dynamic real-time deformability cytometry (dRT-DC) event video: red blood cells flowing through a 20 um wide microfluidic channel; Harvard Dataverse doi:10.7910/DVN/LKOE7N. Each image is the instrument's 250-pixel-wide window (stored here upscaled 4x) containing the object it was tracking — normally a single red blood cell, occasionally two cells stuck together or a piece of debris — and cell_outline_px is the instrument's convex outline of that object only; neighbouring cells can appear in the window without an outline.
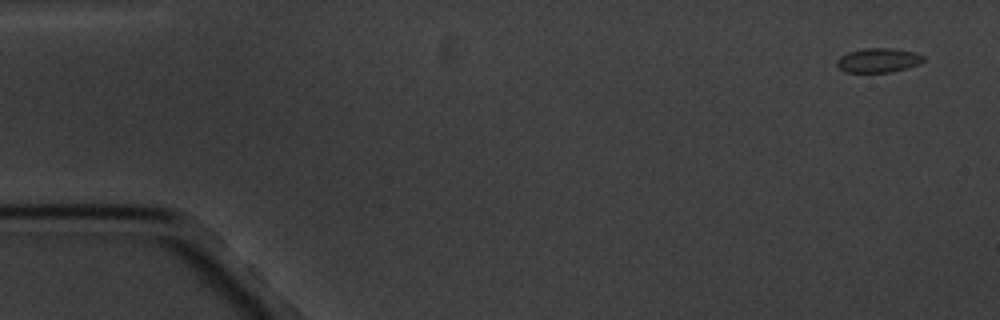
{"species": "common noctule bat (a hibernating species)", "species_latin": "Nyctalus noctula", "temperature_condition": "cold", "stored_images_in_passage": 4, "camera_frame_rate_fps": 3000, "um_per_image_px": 0.085, "animal": {"sex": "male", "body_mass_g": 20.1, "forearm_length_mm": 53.5}, "frame": {"image": 1, "passage_image": 1, "time_ms": 0.0, "image_size_px": [1000, 320], "cell_outline_px": [[924, 60], [920, 64], [908, 68], [892, 72], [844, 72], [836, 64], [836, 60], [840, 56], [848, 52], [864, 48], [888, 48], [916, 52], [924, 56]], "centroid_in_image_um": [74.66, 5.13], "position_along_channel_um": 10.3, "area_um2": 12.37}}
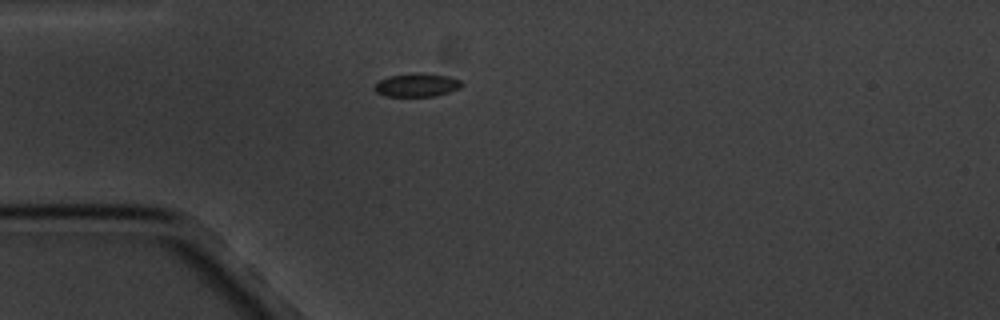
{"frame": {"image": 2, "passage_image": 4, "time_ms": 4.333, "image_size_px": [1000, 320], "cell_outline_px": [[464, 84], [460, 88], [436, 96], [384, 96], [376, 92], [372, 88], [380, 80], [388, 76], [448, 76], [460, 80]], "centroid_in_image_um": [35.42, 7.29], "position_along_channel_um": 49.6, "area_um2": 11.1}}